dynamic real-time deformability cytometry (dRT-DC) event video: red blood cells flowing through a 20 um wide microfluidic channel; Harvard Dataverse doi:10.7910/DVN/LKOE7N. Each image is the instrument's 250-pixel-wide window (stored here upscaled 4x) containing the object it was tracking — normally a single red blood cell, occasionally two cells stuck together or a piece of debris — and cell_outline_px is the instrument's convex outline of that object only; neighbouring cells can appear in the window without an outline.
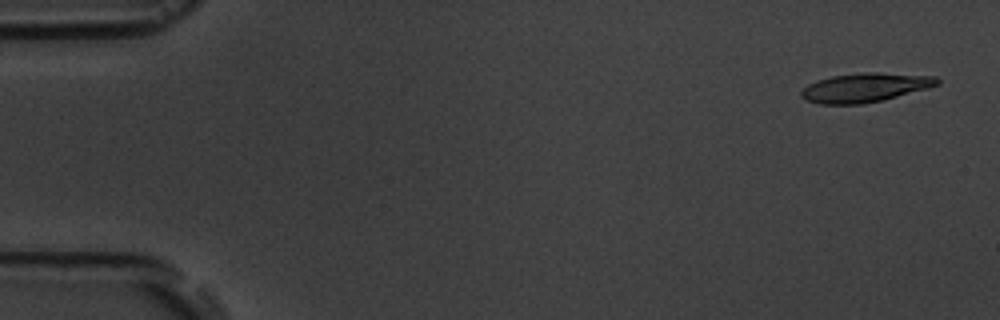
{"species": "common noctule bat (a hibernating species)", "species_latin": "Nyctalus noctula", "temperature_condition": "room temperature", "stored_images_in_passage": 15, "camera_frame_rate_fps": 3000, "um_per_image_px": 0.085, "animal": {"sex": "male", "body_mass_g": 19.5, "forearm_length_mm": 54.6}, "frame": {"image": 1, "passage_image": 1, "time_ms": 0.0, "image_size_px": [1000, 320], "cell_outline_px": [[940, 84], [928, 88], [884, 100], [860, 104], [820, 104], [804, 100], [800, 96], [800, 92], [808, 84], [816, 80], [832, 76], [860, 72], [880, 72], [936, 76], [940, 80]], "centroid_in_image_um": [73.53, 7.44], "position_along_channel_um": 11.5, "area_um2": 23.29}}
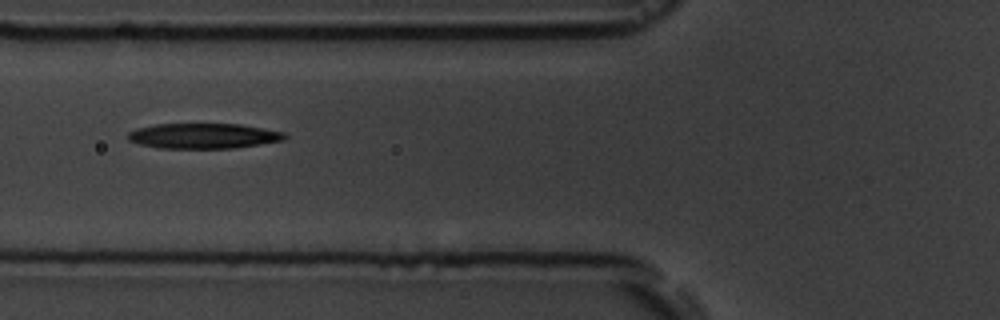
{"frame": {"image": 2, "passage_image": 6, "time_ms": 6.0, "image_size_px": [1000, 320], "cell_outline_px": [[288, 136], [284, 140], [260, 144], [232, 148], [160, 148], [140, 144], [128, 140], [128, 132], [136, 128], [156, 124], [240, 124], [284, 132]], "centroid_in_image_um": [17.29, 11.55], "position_along_channel_um": 108.5, "area_um2": 23.0}}
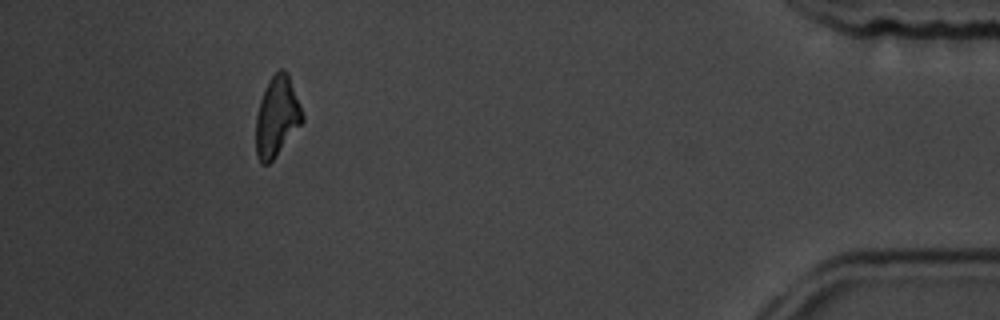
{"frame": {"image": 3, "passage_image": 14, "time_ms": 15.667, "image_size_px": [1000, 320], "cell_outline_px": [[304, 120], [276, 156], [268, 164], [260, 164], [256, 156], [256, 116], [260, 100], [268, 80], [280, 68], [284, 68], [288, 72], [300, 104], [304, 116]], "centroid_in_image_um": [23.53, 9.9], "position_along_channel_um": 411.7, "area_um2": 21.73}, "authors_computed_cell_mechanics": {"area_um2": 23.0622, "velocity_mm_per_s": 3.7662, "shape_relaxation_time_tau1_ms": 4.8235, "shape_relaxation_time_tau2_ms": null, "deformation_change_tau1": 0.1565, "deformation_change_tau2": null}}